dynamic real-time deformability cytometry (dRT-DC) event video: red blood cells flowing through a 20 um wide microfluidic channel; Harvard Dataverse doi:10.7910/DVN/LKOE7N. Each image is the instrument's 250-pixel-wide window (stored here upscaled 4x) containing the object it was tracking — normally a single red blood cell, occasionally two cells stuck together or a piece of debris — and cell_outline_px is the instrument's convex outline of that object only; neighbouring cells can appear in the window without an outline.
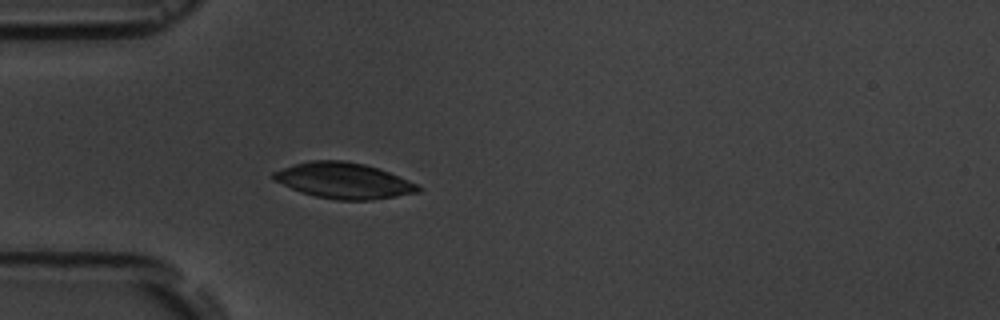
{"species": "common noctule bat (a hibernating species)", "species_latin": "Nyctalus noctula", "temperature_condition": "room temperature", "stored_images_in_passage": 3, "camera_frame_rate_fps": 3000, "um_per_image_px": 0.085, "animal": {"sex": "male", "body_mass_g": 19.5, "forearm_length_mm": 54.6}, "frame": {"image": 1, "passage_image": 3, "time_ms": 2.333, "image_size_px": [1000, 320], "cell_outline_px": [[420, 192], [372, 200], [336, 200], [316, 196], [300, 192], [276, 180], [272, 176], [272, 172], [296, 164], [312, 160], [344, 160], [364, 164], [388, 172], [408, 180], [416, 184], [420, 188]], "centroid_in_image_um": [29.22, 15.36], "position_along_channel_um": 55.8, "area_um2": 29.71}}